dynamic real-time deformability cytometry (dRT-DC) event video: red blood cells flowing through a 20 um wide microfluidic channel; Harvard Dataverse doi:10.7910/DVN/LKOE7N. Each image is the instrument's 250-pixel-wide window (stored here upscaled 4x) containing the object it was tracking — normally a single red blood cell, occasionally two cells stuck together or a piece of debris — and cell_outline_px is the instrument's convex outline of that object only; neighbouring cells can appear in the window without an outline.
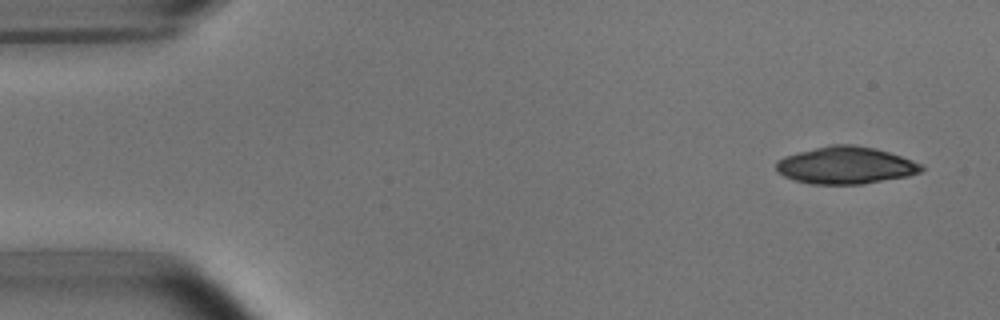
{"species": "common noctule bat (a hibernating species)", "species_latin": "Nyctalus noctula", "temperature_condition": "room temperature", "stored_images_in_passage": 5, "camera_frame_rate_fps": 3000, "um_per_image_px": 0.085, "animal": {"sex": "male", "body_mass_g": 15.6}, "frame": {"image": 1, "passage_image": 1, "time_ms": 0.0, "image_size_px": [1000, 320], "cell_outline_px": [[924, 168], [920, 172], [908, 176], [864, 184], [812, 184], [796, 180], [784, 176], [776, 168], [776, 164], [784, 156], [832, 144], [852, 144], [876, 148], [924, 164]], "centroid_in_image_um": [71.94, 14.06], "position_along_channel_um": 13.1, "area_um2": 31.27}}
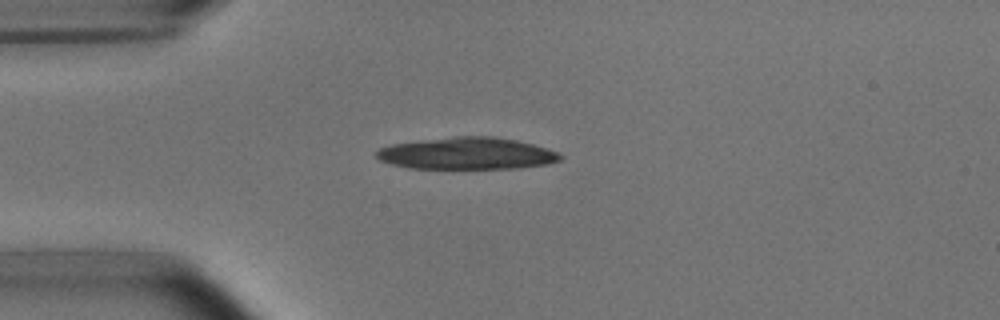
{"frame": {"image": 2, "passage_image": 4, "time_ms": 3.333, "image_size_px": [1000, 320], "cell_outline_px": [[564, 156], [560, 160], [548, 164], [516, 168], [408, 168], [392, 164], [380, 160], [376, 156], [376, 148], [392, 144], [456, 136], [492, 136], [516, 140], [548, 148], [560, 152]], "centroid_in_image_um": [39.72, 13.04], "position_along_channel_um": 45.3, "area_um2": 34.22}}